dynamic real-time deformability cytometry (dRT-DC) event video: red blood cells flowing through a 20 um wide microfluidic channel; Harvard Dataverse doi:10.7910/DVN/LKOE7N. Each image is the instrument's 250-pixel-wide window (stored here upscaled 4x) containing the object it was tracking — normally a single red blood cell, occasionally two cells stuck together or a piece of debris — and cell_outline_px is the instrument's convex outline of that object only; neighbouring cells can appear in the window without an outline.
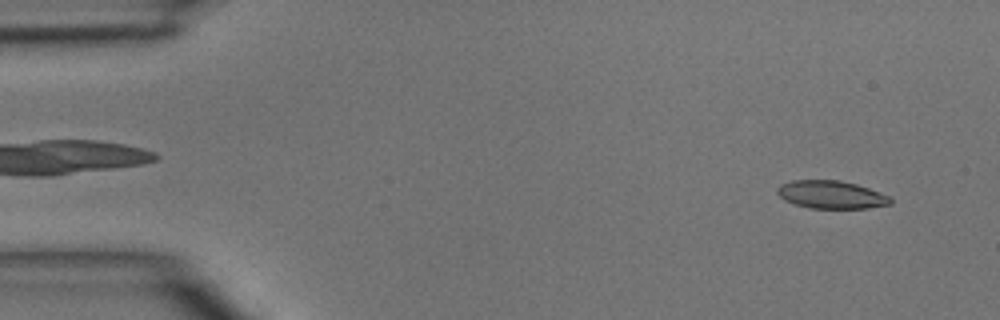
{"species": "common noctule bat (a hibernating species)", "species_latin": "Nyctalus noctula", "temperature_condition": "room temperature", "stored_images_in_passage": 46, "camera_frame_rate_fps": 3000, "um_per_image_px": 0.085, "animal": {"sex": "male", "body_mass_g": 15.6}, "frame": {"image": 1, "passage_image": 3, "time_ms": 0.667, "image_size_px": [1000, 320], "cell_outline_px": [[892, 204], [868, 208], [812, 208], [796, 204], [784, 200], [776, 192], [776, 188], [780, 184], [792, 180], [840, 180], [856, 184], [868, 188], [888, 196], [892, 200]], "centroid_in_image_um": [70.63, 16.54], "position_along_channel_um": 14.4, "area_um2": 18.32}}
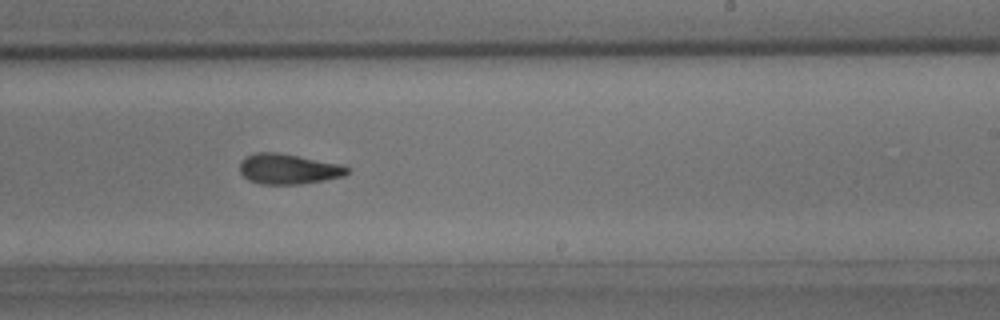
{"frame": {"image": 2, "passage_image": 28, "time_ms": 9.0, "image_size_px": [1000, 320], "cell_outline_px": [[348, 172], [344, 176], [324, 180], [300, 184], [260, 184], [248, 180], [240, 172], [240, 160], [244, 156], [256, 152], [280, 152], [340, 164], [348, 168]], "centroid_in_image_um": [24.46, 14.35], "position_along_channel_um": 264.5, "area_um2": 19.07}}
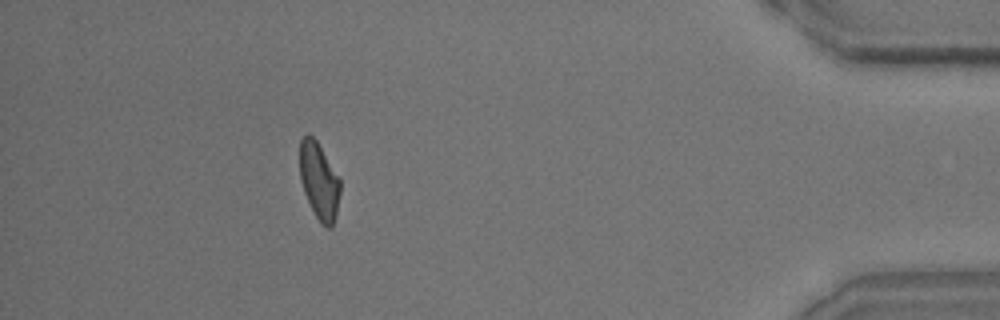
{"frame": {"image": 3, "passage_image": 42, "time_ms": 13.667, "image_size_px": [1000, 320], "cell_outline_px": [[340, 192], [336, 216], [332, 228], [328, 228], [320, 224], [304, 192], [300, 180], [300, 140], [308, 132], [316, 140], [340, 180]], "centroid_in_image_um": [27.12, 15.4], "position_along_channel_um": 408.1, "area_um2": 17.92}}